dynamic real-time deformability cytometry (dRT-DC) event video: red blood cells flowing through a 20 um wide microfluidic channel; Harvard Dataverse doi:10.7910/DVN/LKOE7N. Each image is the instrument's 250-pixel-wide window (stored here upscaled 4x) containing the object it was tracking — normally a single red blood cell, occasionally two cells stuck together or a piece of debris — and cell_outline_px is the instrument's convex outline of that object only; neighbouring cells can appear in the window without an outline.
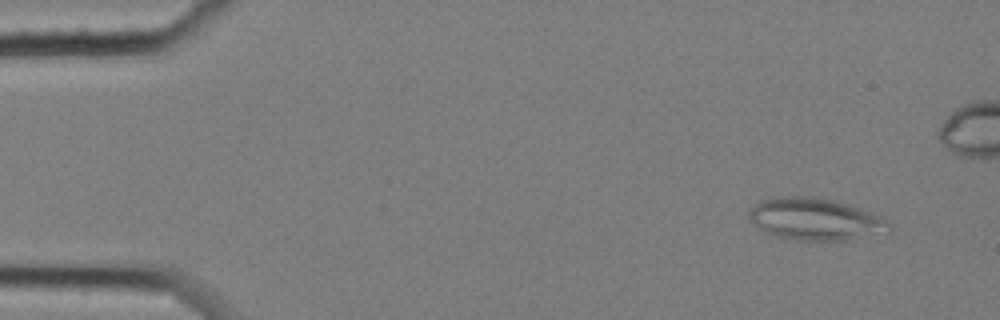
{"species": "common noctule bat (a hibernating species)", "species_latin": "Nyctalus noctula", "temperature_condition": "cold", "stored_images_in_passage": 60, "camera_frame_rate_fps": 3000, "um_per_image_px": 0.085, "animal": {"sex": "female", "body_mass_g": 25.1}, "frame": {"image": 1, "passage_image": 5, "time_ms": 1.333, "image_size_px": [1000, 320], "cell_outline_px": [[892, 228], [844, 240], [796, 240], [776, 236], [760, 228], [748, 216], [748, 212], [760, 200], [776, 196], [812, 196], [832, 200], [884, 216], [892, 224]], "centroid_in_image_um": [69.26, 18.6], "position_along_channel_um": 15.7, "area_um2": 33.64}}
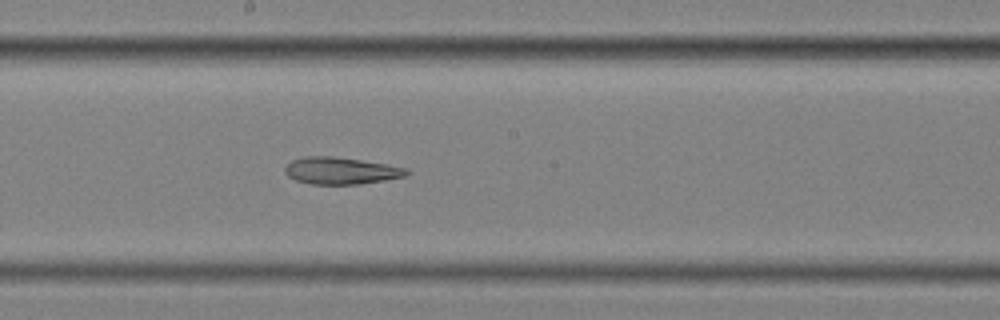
{"frame": {"image": 2, "passage_image": 32, "time_ms": 10.333, "image_size_px": [1000, 320], "cell_outline_px": [[412, 172], [404, 176], [384, 180], [360, 184], [312, 184], [296, 180], [288, 176], [284, 172], [284, 168], [292, 160], [304, 156], [332, 156], [388, 164], [408, 168]], "centroid_in_image_um": [28.99, 14.51], "position_along_channel_um": 219.2, "area_um2": 19.13}}
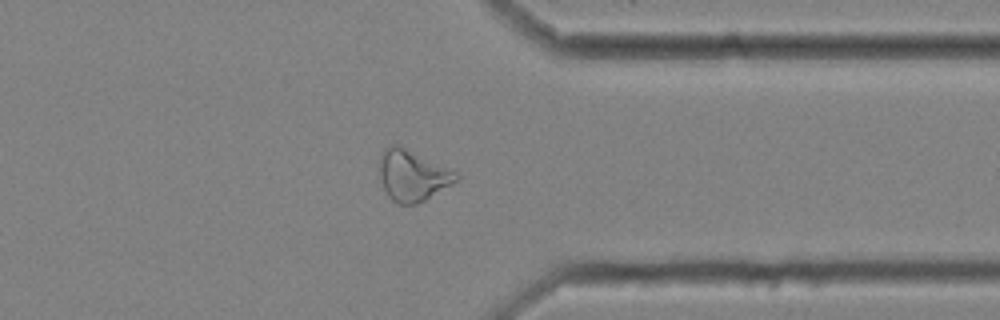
{"frame": {"image": 3, "passage_image": 46, "time_ms": 15.0, "image_size_px": [1000, 320], "cell_outline_px": [[460, 176], [456, 180], [424, 200], [416, 204], [400, 204], [392, 200], [388, 196], [384, 188], [376, 168], [380, 156], [384, 148], [392, 144], [400, 144], [456, 172]], "centroid_in_image_um": [34.98, 14.87], "position_along_channel_um": 376.4, "area_um2": 22.77}, "authors_computed_cell_mechanics": {"area_um2": 25.3453, "velocity_mm_per_s": 3.455, "shape_relaxation_time_tau1_ms": null, "shape_relaxation_time_tau2_ms": 9.9247, "deformation_change_tau1": null, "deformation_change_tau2": 0.224}}